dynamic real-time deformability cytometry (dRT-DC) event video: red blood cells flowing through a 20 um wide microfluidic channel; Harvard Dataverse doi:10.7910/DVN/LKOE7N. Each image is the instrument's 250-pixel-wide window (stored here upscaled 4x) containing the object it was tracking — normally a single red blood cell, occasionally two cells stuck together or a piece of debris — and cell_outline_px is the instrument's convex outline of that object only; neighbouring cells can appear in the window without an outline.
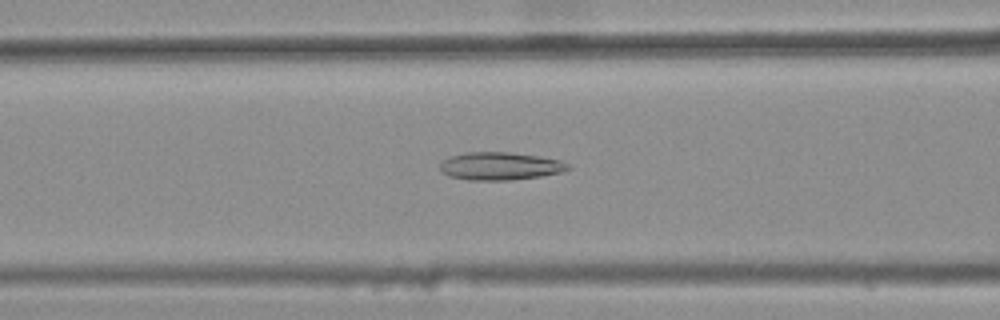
{"species": "common noctule bat (a hibernating species)", "species_latin": "Nyctalus noctula", "temperature_condition": "warm", "stored_images_in_passage": 39, "camera_frame_rate_fps": 3000, "um_per_image_px": 0.085, "animal": {"sex": "female", "body_mass_g": 25.1}, "frame": {"image": 1, "passage_image": 20, "time_ms": 6.333, "image_size_px": [1000, 320], "cell_outline_px": [[572, 168], [564, 172], [540, 176], [512, 180], [468, 180], [448, 176], [440, 172], [440, 164], [448, 156], [464, 152], [512, 152], [540, 156], [560, 160], [568, 164]], "centroid_in_image_um": [42.5, 14.11], "position_along_channel_um": 124.1, "area_um2": 21.1}}
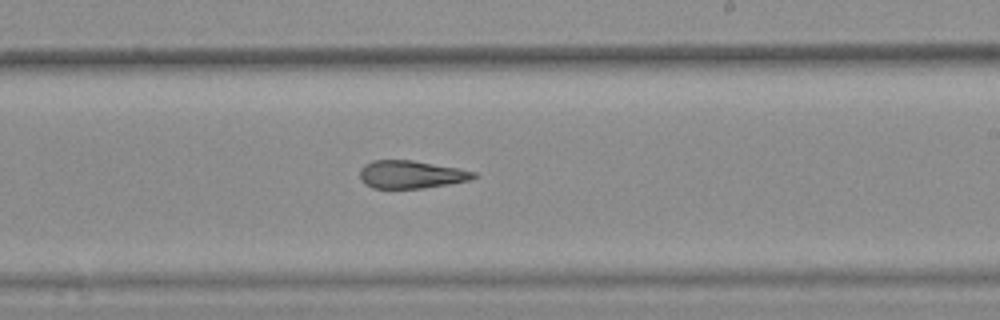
{"frame": {"image": 2, "passage_image": 30, "time_ms": 9.667, "image_size_px": [1000, 320], "cell_outline_px": [[480, 176], [472, 180], [424, 188], [372, 188], [364, 184], [360, 180], [360, 168], [364, 164], [372, 160], [412, 160], [460, 168], [476, 172]], "centroid_in_image_um": [34.96, 14.83], "position_along_channel_um": 254.0, "area_um2": 18.79}}
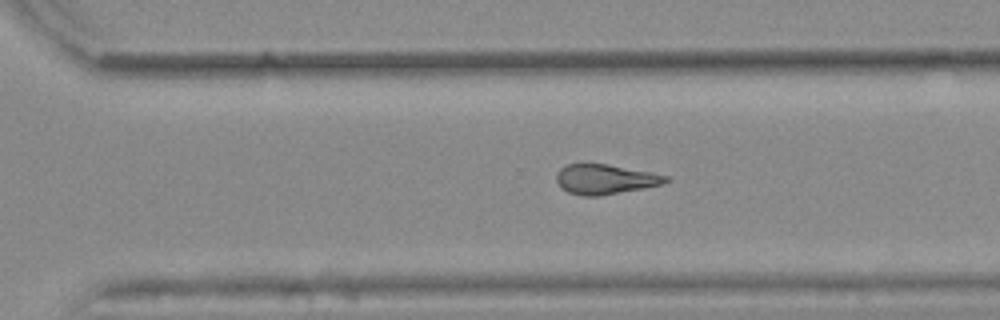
{"frame": {"image": 3, "passage_image": 35, "time_ms": 11.333, "image_size_px": [1000, 320], "cell_outline_px": [[672, 180], [660, 184], [644, 188], [596, 196], [584, 196], [568, 192], [560, 188], [556, 180], [556, 172], [564, 164], [608, 164], [652, 172], [668, 176]], "centroid_in_image_um": [51.41, 15.22], "position_along_channel_um": 319.2, "area_um2": 19.07}, "authors_computed_cell_mechanics": {"area_um2": 20.1722, "velocity_mm_per_s": 3.9043, "shape_relaxation_time_tau1_ms": null, "shape_relaxation_time_tau2_ms": 3.1388, "deformation_change_tau1": null, "deformation_change_tau2": 0.1432}}